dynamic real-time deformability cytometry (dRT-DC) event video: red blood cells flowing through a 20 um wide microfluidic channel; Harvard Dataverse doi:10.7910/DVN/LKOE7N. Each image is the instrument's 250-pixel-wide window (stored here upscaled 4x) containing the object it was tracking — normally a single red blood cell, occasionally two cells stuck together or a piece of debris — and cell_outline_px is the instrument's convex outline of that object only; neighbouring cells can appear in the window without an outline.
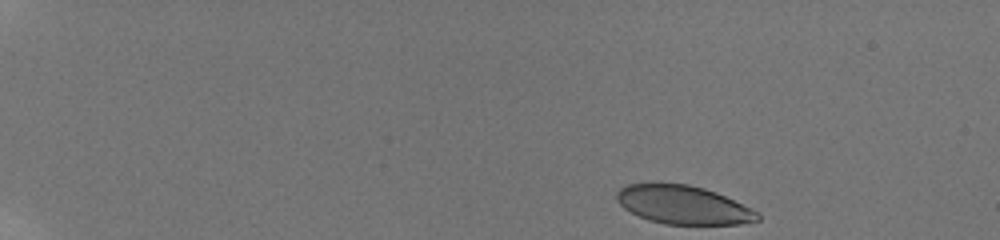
{"species": "human", "species_latin": "Homo sapiens", "temperature_condition": "room temperature", "stored_images_in_passage": 41, "camera_frame_rate_fps": 3000, "um_per_image_px": 0.085, "donor": {"sex": "male"}, "frame": {"image": 1, "passage_image": 1, "time_ms": 0.0, "image_size_px": [1000, 240], "cell_outline_px": [[760, 220], [740, 224], [664, 224], [648, 220], [624, 208], [616, 200], [616, 192], [620, 188], [628, 184], [688, 184], [704, 188], [716, 192], [752, 208], [760, 216]], "centroid_in_image_um": [58.08, 17.42], "position_along_channel_um": 26.9, "area_um2": 31.39}}
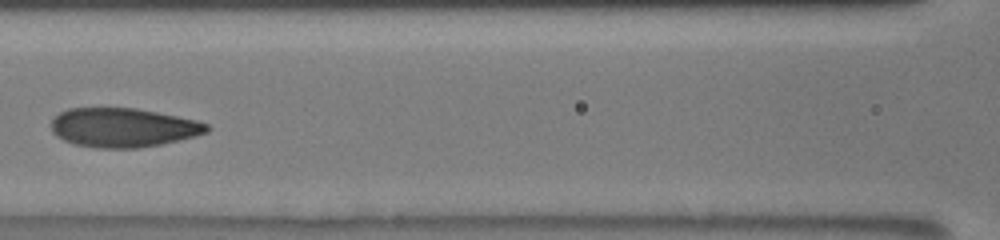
{"frame": {"image": 2, "passage_image": 24, "time_ms": 7.0, "image_size_px": [1000, 240], "cell_outline_px": [[212, 128], [208, 132], [196, 136], [160, 144], [140, 148], [96, 148], [76, 144], [64, 140], [56, 136], [52, 132], [52, 120], [60, 112], [68, 108], [136, 108], [196, 120], [208, 124]], "centroid_in_image_um": [10.47, 10.84], "position_along_channel_um": 156.1, "area_um2": 35.43}}
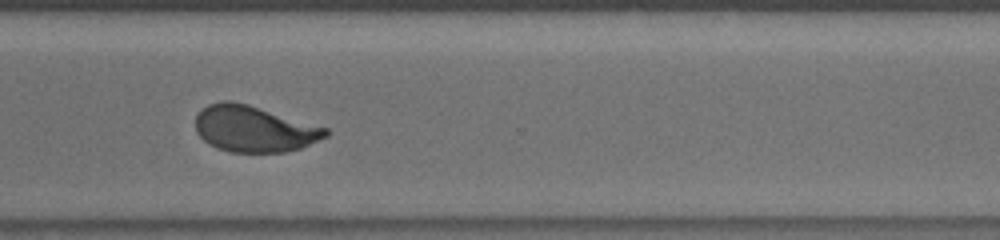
{"frame": {"image": 3, "passage_image": 34, "time_ms": 12.0, "image_size_px": [1000, 240], "cell_outline_px": [[328, 136], [300, 148], [284, 152], [232, 152], [216, 148], [208, 144], [196, 132], [196, 116], [208, 104], [220, 100], [232, 100], [248, 104], [328, 128]], "centroid_in_image_um": [21.58, 10.95], "position_along_channel_um": 349.0, "area_um2": 35.03}, "authors_computed_cell_mechanics": {"area_um2": 34.4488, "velocity_mm_per_s": 3.8718, "shape_relaxation_time_tau1_ms": 4.2962, "shape_relaxation_time_tau2_ms": 0.7658, "deformation_change_tau1": 0.1805, "deformation_change_tau2": 0.0682}}